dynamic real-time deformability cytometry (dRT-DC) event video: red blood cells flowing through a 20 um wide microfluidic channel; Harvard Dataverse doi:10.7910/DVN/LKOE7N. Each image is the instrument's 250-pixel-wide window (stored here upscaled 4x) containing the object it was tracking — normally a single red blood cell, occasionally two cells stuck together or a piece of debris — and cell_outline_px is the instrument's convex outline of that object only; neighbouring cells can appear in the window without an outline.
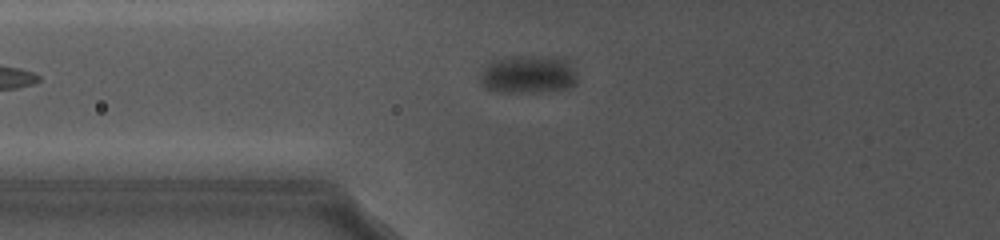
{"species": "common noctule bat (a hibernating species)", "species_latin": "Nyctalus noctula", "temperature_condition": "cold", "stored_images_in_passage": 6, "camera_frame_rate_fps": 5000, "um_per_image_px": 0.085, "animal": {"sex": "female", "body_mass_g": 19.0, "forearm_length_mm": 56.7}, "frame": {"image": 1, "passage_image": 6, "time_ms": 4.0, "image_size_px": [1000, 240], "cell_outline_px": [[576, 84], [564, 88], [528, 92], [512, 92], [488, 88], [480, 80], [484, 68], [488, 60], [508, 56], [552, 56], [568, 60], [576, 72]], "centroid_in_image_um": [44.91, 6.27], "position_along_channel_um": 80.9, "area_um2": 21.27}}